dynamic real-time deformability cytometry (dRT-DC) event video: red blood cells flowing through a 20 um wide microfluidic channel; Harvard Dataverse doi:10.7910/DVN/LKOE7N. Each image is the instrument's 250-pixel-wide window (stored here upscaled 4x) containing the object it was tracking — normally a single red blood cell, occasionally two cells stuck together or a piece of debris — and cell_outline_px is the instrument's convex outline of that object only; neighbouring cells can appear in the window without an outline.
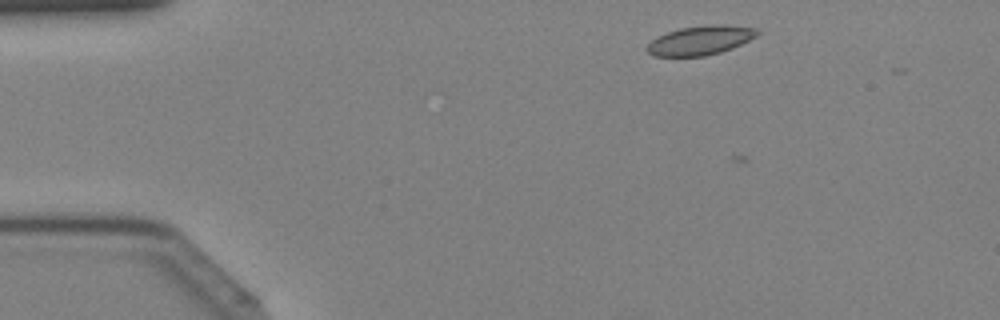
{"species": "Egyptian fruit bat (a non-hibernating species)", "species_latin": "Rousettus aegyptiacus", "temperature_condition": "cold", "stored_images_in_passage": 2, "camera_frame_rate_fps": 3000, "um_per_image_px": 0.085, "animal": {"sex": "female"}, "frame": {"image": 1, "passage_image": 1, "time_ms": 0.0, "image_size_px": [1000, 320], "cell_outline_px": [[760, 32], [756, 36], [732, 48], [720, 52], [704, 56], [656, 56], [648, 52], [648, 44], [656, 36], [680, 28], [712, 24], [724, 24], [756, 28]], "centroid_in_image_um": [59.54, 3.42], "position_along_channel_um": 25.5, "area_um2": 18.55}}